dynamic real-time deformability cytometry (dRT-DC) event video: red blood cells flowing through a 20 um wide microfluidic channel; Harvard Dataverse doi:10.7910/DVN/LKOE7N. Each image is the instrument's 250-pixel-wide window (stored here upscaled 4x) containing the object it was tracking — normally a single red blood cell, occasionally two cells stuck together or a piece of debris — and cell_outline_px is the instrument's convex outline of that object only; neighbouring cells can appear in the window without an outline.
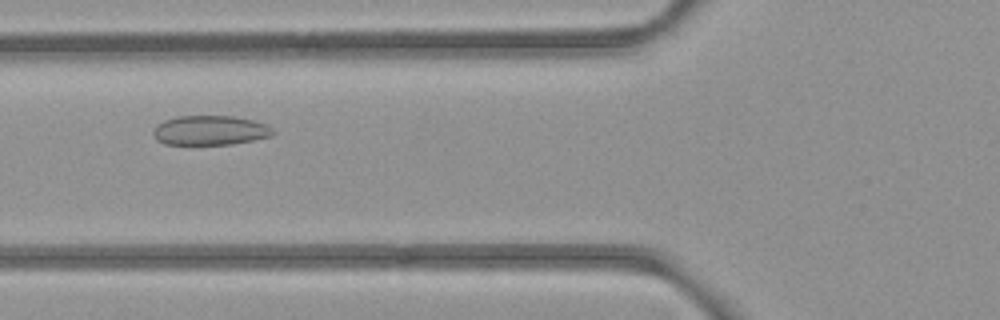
{"species": "common noctule bat (a hibernating species)", "species_latin": "Nyctalus noctula", "temperature_condition": "room temperature", "stored_images_in_passage": 48, "camera_frame_rate_fps": 3000, "um_per_image_px": 0.085, "animal": {"sex": "female", "body_mass_g": 21.9}, "frame": {"image": 1, "passage_image": 15, "time_ms": 4.667, "image_size_px": [1000, 320], "cell_outline_px": [[276, 132], [272, 136], [232, 144], [164, 144], [156, 140], [152, 132], [164, 120], [176, 116], [232, 116], [252, 120], [268, 124]], "centroid_in_image_um": [17.89, 11.08], "position_along_channel_um": 107.9, "area_um2": 20.58}}
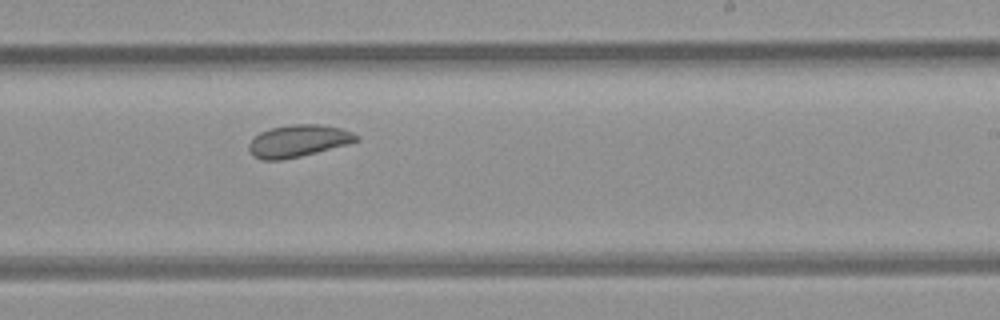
{"frame": {"image": 2, "passage_image": 27, "time_ms": 8.667, "image_size_px": [1000, 320], "cell_outline_px": [[360, 140], [348, 144], [300, 156], [280, 160], [264, 160], [256, 156], [248, 148], [248, 144], [260, 132], [268, 128], [292, 124], [320, 124], [340, 128], [352, 132], [360, 136]], "centroid_in_image_um": [25.38, 11.96], "position_along_channel_um": 263.6, "area_um2": 19.94}}
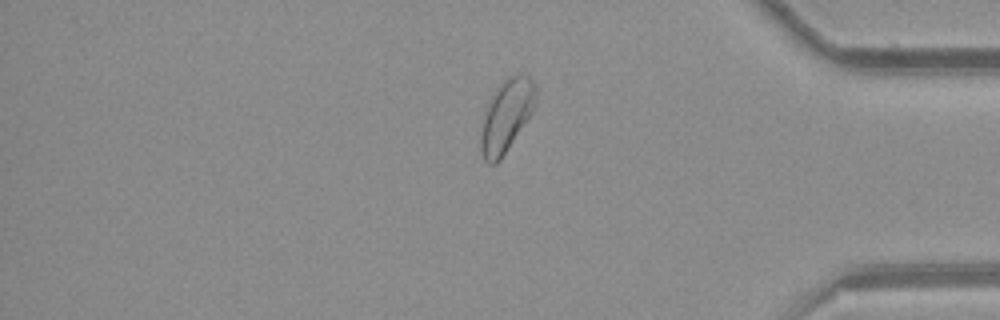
{"frame": {"image": 3, "passage_image": 39, "time_ms": 12.667, "image_size_px": [1000, 320], "cell_outline_px": [[536, 104], [532, 112], [500, 160], [496, 164], [488, 164], [484, 160], [480, 148], [480, 136], [488, 100], [500, 84], [504, 80], [516, 72], [524, 72], [536, 84]], "centroid_in_image_um": [43.06, 9.8], "position_along_channel_um": 392.1, "area_um2": 23.18}, "authors_computed_cell_mechanics": {"area_um2": 21.9351, "velocity_mm_per_s": 3.8872, "shape_relaxation_time_tau1_ms": 7.6485, "shape_relaxation_time_tau2_ms": 4.8628, "deformation_change_tau1": 0.0918, "deformation_change_tau2": 0.0741}}